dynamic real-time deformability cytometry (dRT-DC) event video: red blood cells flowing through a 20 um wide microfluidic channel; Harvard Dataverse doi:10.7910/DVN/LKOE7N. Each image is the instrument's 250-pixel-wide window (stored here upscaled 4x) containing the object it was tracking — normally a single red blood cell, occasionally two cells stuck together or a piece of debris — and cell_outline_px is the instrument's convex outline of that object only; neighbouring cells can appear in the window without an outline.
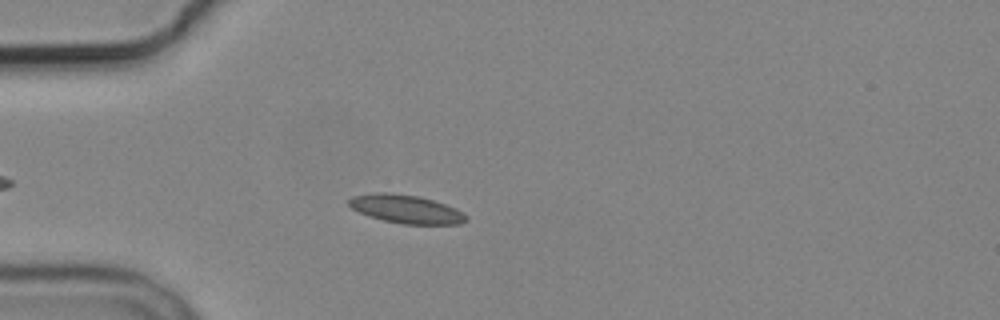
{"species": "common noctule bat (a hibernating species)", "species_latin": "Nyctalus noctula", "temperature_condition": "cold", "stored_images_in_passage": 5, "camera_frame_rate_fps": 3000, "um_per_image_px": 0.085, "animal": {"sex": "male", "body_mass_g": 19.2, "forearm_length_mm": 51.8}, "frame": {"image": 1, "passage_image": 4, "time_ms": 3.667, "image_size_px": [1000, 320], "cell_outline_px": [[468, 220], [460, 224], [404, 224], [384, 220], [368, 216], [352, 208], [348, 204], [348, 200], [352, 196], [376, 192], [388, 192], [420, 196], [456, 208], [468, 216]], "centroid_in_image_um": [34.52, 17.76], "position_along_channel_um": 50.5, "area_um2": 19.42}}